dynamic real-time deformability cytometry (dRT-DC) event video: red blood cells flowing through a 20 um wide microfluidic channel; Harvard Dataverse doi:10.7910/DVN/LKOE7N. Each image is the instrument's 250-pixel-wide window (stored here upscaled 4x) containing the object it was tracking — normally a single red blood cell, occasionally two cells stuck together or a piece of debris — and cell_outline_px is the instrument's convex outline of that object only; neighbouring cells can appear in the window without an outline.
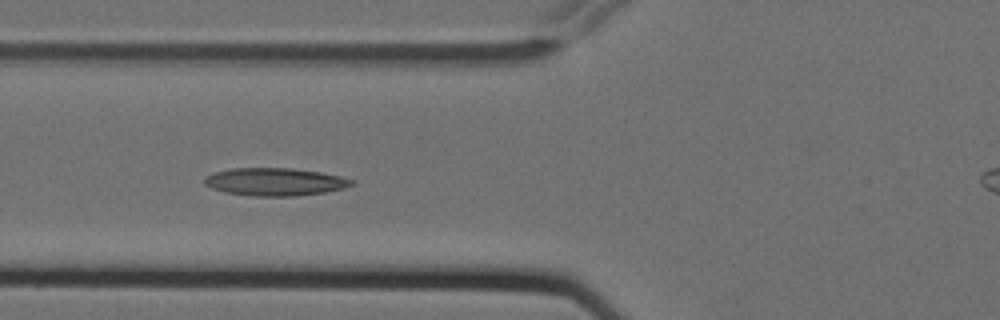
{"species": "Egyptian fruit bat (a non-hibernating species)", "species_latin": "Rousettus aegyptiacus", "temperature_condition": "cold", "stored_images_in_passage": 10, "camera_frame_rate_fps": 3000, "um_per_image_px": 0.085, "animal": {"sex": "female"}, "frame": {"image": 1, "passage_image": 6, "time_ms": 1.667, "image_size_px": [1000, 320], "cell_outline_px": [[356, 184], [344, 188], [324, 192], [296, 196], [252, 196], [224, 192], [212, 188], [204, 184], [204, 176], [216, 172], [232, 168], [292, 168], [320, 172], [340, 176], [356, 180]], "centroid_in_image_um": [23.39, 15.45], "position_along_channel_um": 102.4, "area_um2": 23.93}}
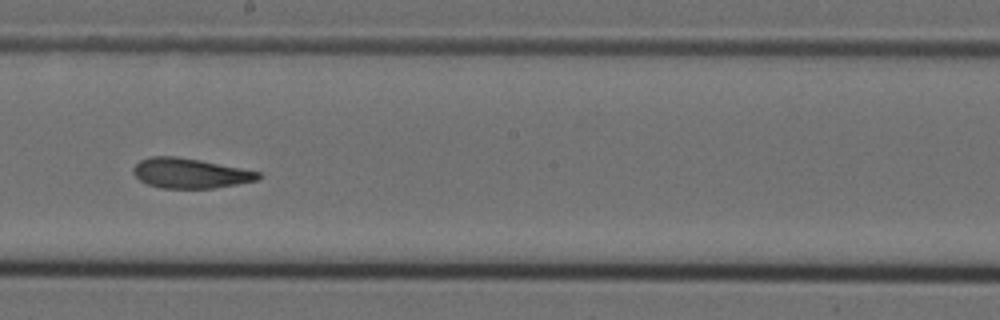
{"frame": {"image": 2, "passage_image": 9, "time_ms": 2.667, "image_size_px": [1000, 320], "cell_outline_px": [[264, 176], [256, 180], [236, 184], [212, 188], [160, 188], [148, 184], [140, 180], [132, 172], [132, 168], [140, 160], [152, 156], [176, 156], [200, 160], [260, 172]], "centroid_in_image_um": [16.14, 14.72], "position_along_channel_um": 232.1, "area_um2": 21.68}}
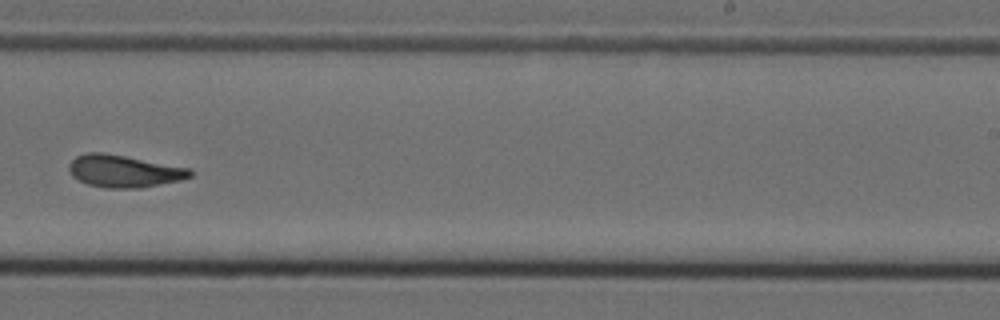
{"frame": {"image": 3, "passage_image": 10, "time_ms": 3.0, "image_size_px": [1000, 320], "cell_outline_px": [[192, 176], [180, 180], [140, 188], [104, 188], [88, 184], [72, 176], [68, 168], [68, 164], [76, 156], [88, 152], [104, 152], [192, 168]], "centroid_in_image_um": [10.54, 14.54], "position_along_channel_um": 278.5, "area_um2": 22.89}}